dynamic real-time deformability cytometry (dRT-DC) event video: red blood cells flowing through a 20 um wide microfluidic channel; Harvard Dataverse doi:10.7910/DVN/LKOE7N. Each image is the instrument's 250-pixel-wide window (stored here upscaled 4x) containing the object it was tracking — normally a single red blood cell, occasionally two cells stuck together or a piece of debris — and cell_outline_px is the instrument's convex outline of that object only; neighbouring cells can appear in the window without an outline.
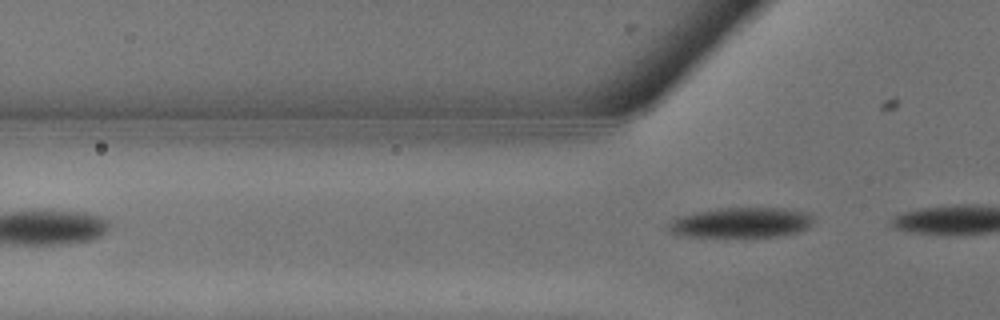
{"species": "common noctule bat (a hibernating species)", "species_latin": "Nyctalus noctula", "temperature_condition": "warm", "stored_images_in_passage": 3, "segment_of_instrument_passage": [2, 2], "camera_frame_rate_fps": 3000, "um_per_image_px": 0.085, "animal": {"sex": "male", "body_mass_g": 13.3}, "frame": {"image": 1, "passage_image": 3, "time_ms": 0.667, "image_size_px": [1000, 320], "cell_outline_px": [[816, 220], [808, 228], [784, 236], [676, 236], [668, 228], [668, 224], [672, 220], [680, 216], [692, 212], [724, 208], [784, 208], [812, 212], [816, 216]], "centroid_in_image_um": [63.09, 18.91], "position_along_channel_um": 62.7, "area_um2": 25.78}}